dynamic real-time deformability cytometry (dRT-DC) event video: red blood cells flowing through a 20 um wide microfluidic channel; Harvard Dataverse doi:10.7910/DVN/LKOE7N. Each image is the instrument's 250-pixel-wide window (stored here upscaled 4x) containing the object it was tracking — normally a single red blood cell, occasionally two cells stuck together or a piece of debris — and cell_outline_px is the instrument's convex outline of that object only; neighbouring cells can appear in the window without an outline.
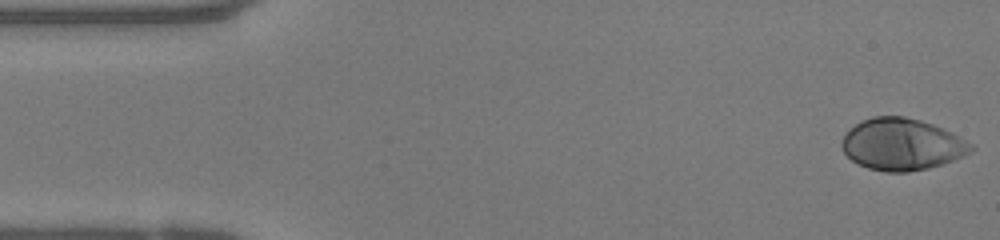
{"species": "human", "species_latin": "Homo sapiens", "temperature_condition": "warm", "stored_images_in_passage": 49, "camera_frame_rate_fps": 3000, "um_per_image_px": 0.085, "donor": {"sex": "female"}, "frame": {"image": 1, "passage_image": 1, "time_ms": 0.0, "image_size_px": [1000, 240], "cell_outline_px": [[976, 148], [972, 152], [964, 156], [928, 168], [908, 172], [888, 172], [868, 168], [852, 160], [844, 152], [840, 144], [840, 140], [856, 124], [872, 116], [904, 116], [920, 120], [932, 124], [952, 132], [972, 144]], "centroid_in_image_um": [76.68, 12.27], "position_along_channel_um": 8.3, "area_um2": 38.78}}
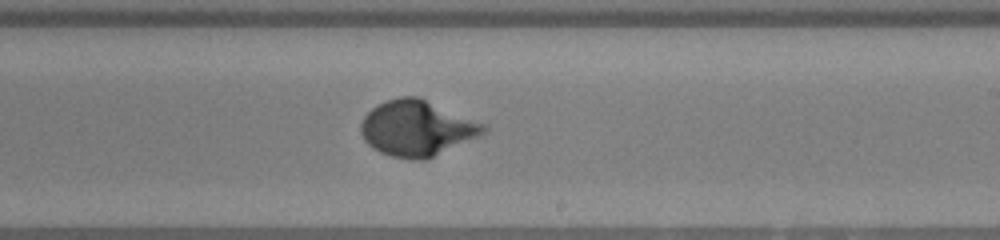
{"frame": {"image": 2, "passage_image": 28, "time_ms": 9.0, "image_size_px": [1000, 240], "cell_outline_px": [[488, 128], [484, 132], [476, 136], [424, 160], [416, 160], [392, 156], [380, 152], [372, 148], [364, 140], [360, 132], [360, 124], [364, 116], [376, 104], [400, 96], [420, 96], [484, 124]], "centroid_in_image_um": [35.37, 10.87], "position_along_channel_um": 253.6, "area_um2": 39.3}}
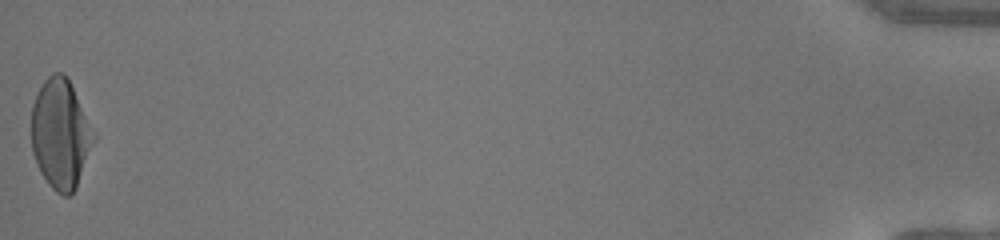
{"frame": {"image": 3, "passage_image": 49, "time_ms": 16.0, "image_size_px": [1000, 240], "cell_outline_px": [[96, 136], [76, 188], [68, 196], [64, 196], [56, 192], [48, 184], [40, 172], [36, 164], [32, 152], [32, 104], [44, 80], [52, 72], [64, 72], [68, 76], [96, 132]], "centroid_in_image_um": [5.16, 11.36], "position_along_channel_um": 430.0, "area_um2": 40.17}, "authors_computed_cell_mechanics": {"area_um2": 37.6856, "velocity_mm_per_s": 4.066, "shape_relaxation_time_tau1_ms": 3.7201, "shape_relaxation_time_tau2_ms": null, "deformation_change_tau1": 0.2298, "deformation_change_tau2": null}}